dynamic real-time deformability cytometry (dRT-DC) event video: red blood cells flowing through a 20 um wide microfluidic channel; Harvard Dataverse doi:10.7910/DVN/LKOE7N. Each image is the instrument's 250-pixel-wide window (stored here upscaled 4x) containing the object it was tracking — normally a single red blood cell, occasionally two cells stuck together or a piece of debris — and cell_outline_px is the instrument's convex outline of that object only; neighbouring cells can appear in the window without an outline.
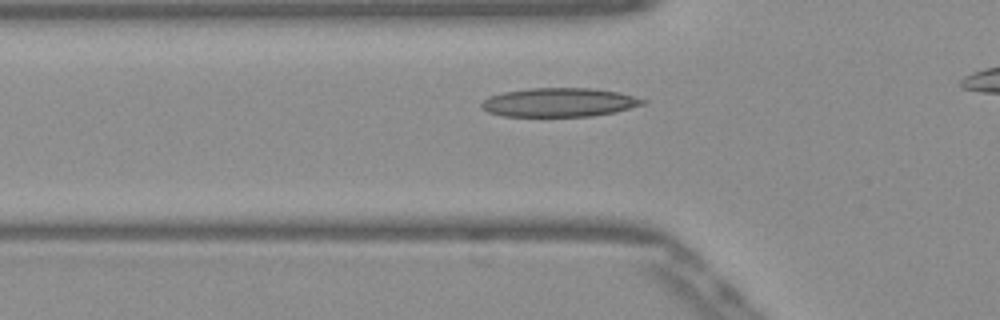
{"species": "Egyptian fruit bat (a non-hibernating species)", "species_latin": "Rousettus aegyptiacus", "temperature_condition": "warm", "stored_images_in_passage": 30, "camera_frame_rate_fps": 3000, "um_per_image_px": 0.085, "frame": {"image": 1, "passage_image": 3, "time_ms": 0.667, "image_size_px": [1000, 320], "cell_outline_px": [[648, 104], [616, 112], [592, 116], [504, 116], [488, 112], [480, 108], [480, 104], [488, 96], [504, 92], [528, 88], [592, 88], [620, 92], [648, 100]], "centroid_in_image_um": [47.58, 8.7], "position_along_channel_um": 78.2, "area_um2": 27.46}}
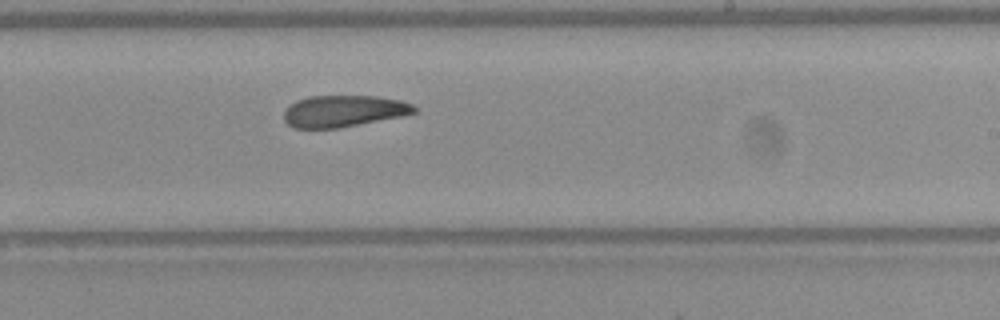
{"frame": {"image": 2, "passage_image": 17, "time_ms": 5.333, "image_size_px": [1000, 320], "cell_outline_px": [[416, 112], [400, 116], [340, 128], [292, 128], [284, 120], [284, 112], [296, 100], [308, 96], [376, 96], [400, 100], [412, 104], [416, 108]], "centroid_in_image_um": [29.18, 9.44], "position_along_channel_um": 259.8, "area_um2": 23.87}}
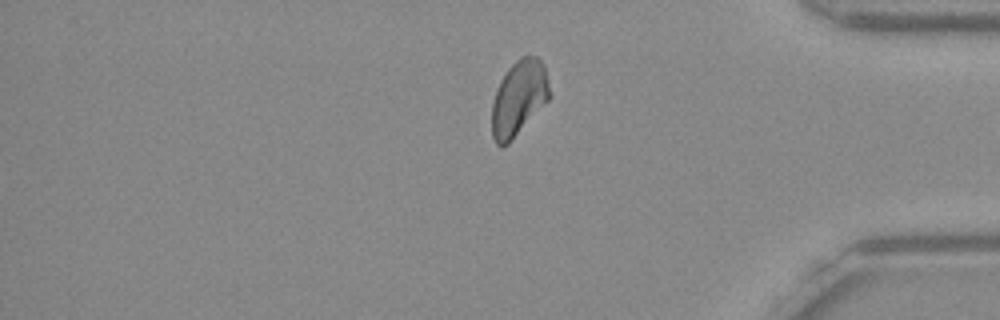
{"frame": {"image": 3, "passage_image": 29, "time_ms": 9.333, "image_size_px": [1000, 320], "cell_outline_px": [[552, 96], [512, 140], [508, 144], [500, 148], [496, 144], [492, 136], [492, 104], [500, 80], [508, 68], [520, 56], [536, 56], [544, 64]], "centroid_in_image_um": [44.1, 8.34], "position_along_channel_um": 391.1, "area_um2": 25.37}}